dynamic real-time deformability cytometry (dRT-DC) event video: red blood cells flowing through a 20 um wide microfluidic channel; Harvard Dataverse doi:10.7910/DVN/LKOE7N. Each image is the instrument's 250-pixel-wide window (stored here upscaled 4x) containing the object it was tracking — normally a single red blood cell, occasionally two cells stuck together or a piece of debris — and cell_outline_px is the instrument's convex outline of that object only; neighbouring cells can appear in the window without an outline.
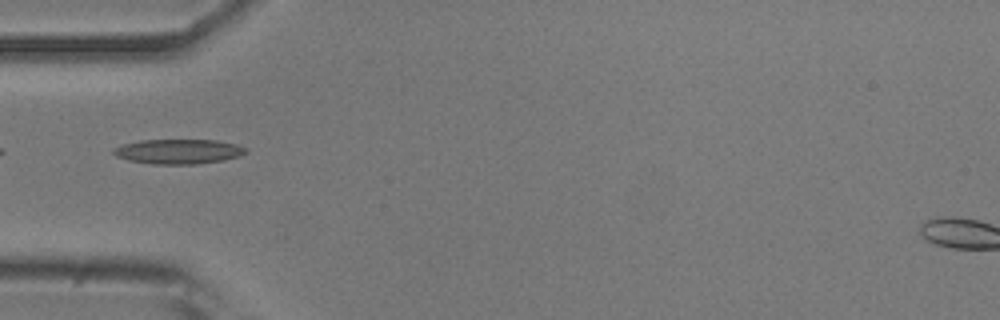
{"species": "common noctule bat (a hibernating species)", "species_latin": "Nyctalus noctula", "temperature_condition": "room temperature", "stored_images_in_passage": 35, "camera_frame_rate_fps": 3000, "um_per_image_px": 0.085, "animal": {"sex": "male", "body_mass_g": 20.5, "forearm_length_mm": 52.5}, "frame": {"image": 1, "passage_image": 1, "time_ms": 0.0, "image_size_px": [1000, 320], "cell_outline_px": [[248, 152], [240, 156], [224, 160], [196, 164], [152, 164], [128, 160], [116, 156], [112, 152], [112, 148], [124, 144], [140, 140], [216, 140], [236, 144], [248, 148]], "centroid_in_image_um": [15.19, 12.88], "position_along_channel_um": 69.8, "area_um2": 19.19}}
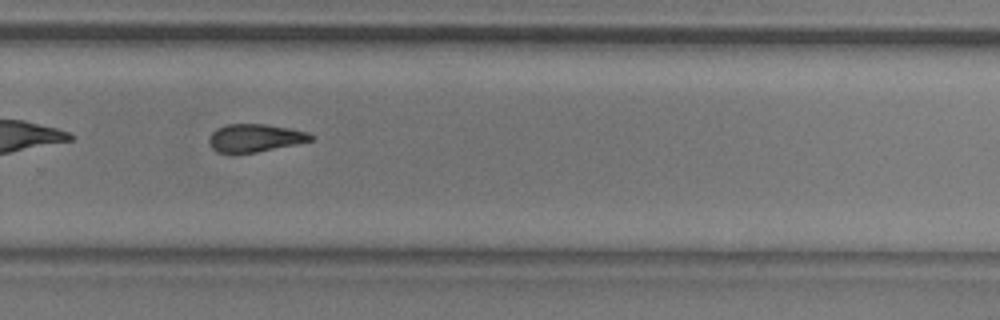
{"frame": {"image": 2, "passage_image": 20, "time_ms": 6.333, "image_size_px": [1000, 320], "cell_outline_px": [[312, 140], [296, 144], [256, 152], [216, 152], [212, 148], [208, 140], [212, 132], [216, 128], [228, 124], [264, 124], [288, 128], [308, 132], [312, 136]], "centroid_in_image_um": [21.65, 11.71], "position_along_channel_um": 308.2, "area_um2": 16.24}, "authors_computed_cell_mechanics": {"area_um2": 17.1088, "velocity_mm_per_s": 3.7475, "shape_relaxation_time_tau1_ms": 4.0208, "shape_relaxation_time_tau2_ms": 4.7577, "deformation_change_tau1": 0.1698, "deformation_change_tau2": 0.1226}}